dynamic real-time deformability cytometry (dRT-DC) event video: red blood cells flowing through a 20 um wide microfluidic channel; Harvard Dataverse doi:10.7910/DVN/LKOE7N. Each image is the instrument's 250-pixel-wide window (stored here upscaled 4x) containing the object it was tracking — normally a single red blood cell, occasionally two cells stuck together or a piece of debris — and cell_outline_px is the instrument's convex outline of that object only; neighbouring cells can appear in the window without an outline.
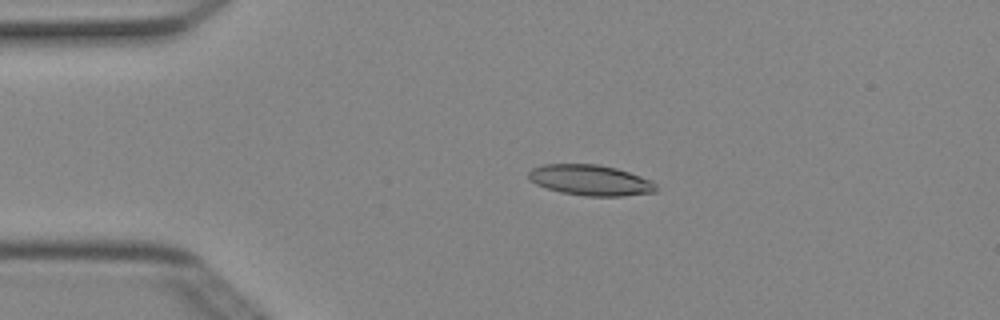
{"species": "Egyptian fruit bat (a non-hibernating species)", "species_latin": "Rousettus aegyptiacus", "temperature_condition": "cold", "stored_images_in_passage": 4, "camera_frame_rate_fps": 3000, "um_per_image_px": 0.085, "animal": {"sex": "female"}, "frame": {"image": 1, "passage_image": 3, "time_ms": 0.667, "image_size_px": [1000, 320], "cell_outline_px": [[656, 192], [620, 196], [584, 196], [560, 192], [536, 184], [528, 180], [528, 172], [532, 168], [544, 164], [600, 164], [616, 168], [652, 180], [656, 184]], "centroid_in_image_um": [50.17, 15.31], "position_along_channel_um": 34.8, "area_um2": 22.83}}